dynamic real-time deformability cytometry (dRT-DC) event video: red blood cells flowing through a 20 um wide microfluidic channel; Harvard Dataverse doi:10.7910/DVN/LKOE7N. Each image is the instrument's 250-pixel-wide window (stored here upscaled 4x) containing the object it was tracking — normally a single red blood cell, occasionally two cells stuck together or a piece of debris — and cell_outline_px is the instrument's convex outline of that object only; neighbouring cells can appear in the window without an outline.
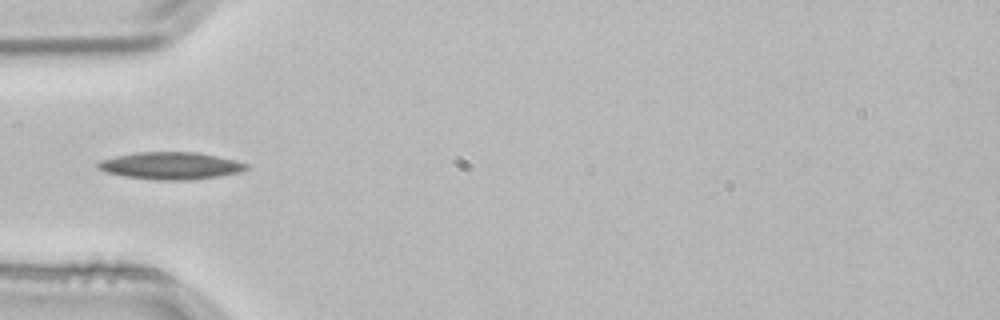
{"species": "common noctule bat (a hibernating species)", "species_latin": "Nyctalus noctula", "temperature_condition": "room temperature", "stored_images_in_passage": 2, "camera_frame_rate_fps": 3000, "um_per_image_px": 0.085, "animal": {"sex": "male", "body_mass_g": 21.5, "forearm_length_mm": 52.0}, "frame": {"image": 1, "passage_image": 2, "time_ms": 0.333, "image_size_px": [1000, 320], "cell_outline_px": [[248, 168], [240, 172], [220, 176], [188, 180], [156, 180], [124, 176], [104, 172], [96, 168], [96, 164], [100, 160], [116, 156], [136, 152], [196, 152], [216, 156], [248, 164]], "centroid_in_image_um": [14.45, 14.09], "position_along_channel_um": 70.5, "area_um2": 23.52}}